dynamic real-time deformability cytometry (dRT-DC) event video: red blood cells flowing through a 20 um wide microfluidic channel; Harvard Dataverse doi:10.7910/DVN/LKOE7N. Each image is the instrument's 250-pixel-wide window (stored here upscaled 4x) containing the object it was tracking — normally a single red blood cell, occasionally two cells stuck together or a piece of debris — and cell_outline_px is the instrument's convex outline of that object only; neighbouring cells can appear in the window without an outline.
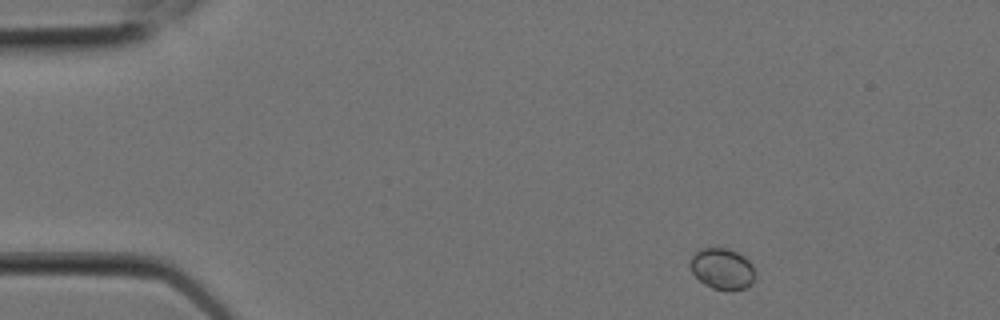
{"species": "Egyptian fruit bat (a non-hibernating species)", "species_latin": "Rousettus aegyptiacus", "temperature_condition": "room temperature", "stored_images_in_passage": 4, "camera_frame_rate_fps": 3000, "um_per_image_px": 0.085, "animal": {"sex": "female"}, "frame": {"image": 1, "passage_image": 1, "time_ms": 0.0, "image_size_px": [1000, 320], "cell_outline_px": [[756, 276], [752, 284], [744, 288], [732, 292], [712, 288], [704, 284], [692, 272], [688, 264], [692, 256], [700, 248], [728, 248], [744, 256], [752, 264], [756, 272]], "centroid_in_image_um": [61.41, 22.86], "position_along_channel_um": 23.6, "area_um2": 15.9}}
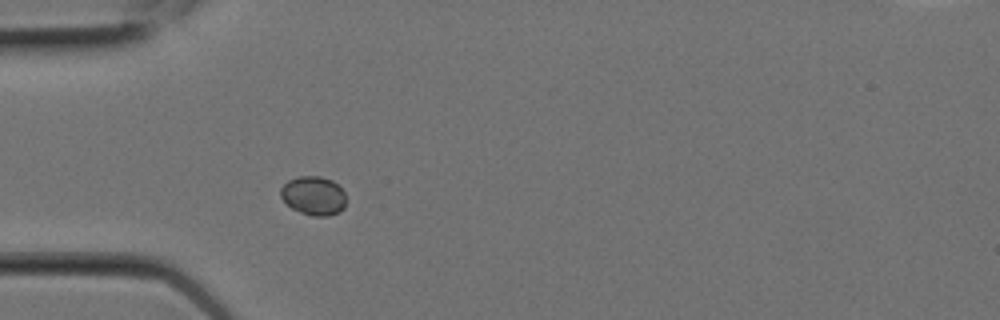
{"frame": {"image": 2, "passage_image": 4, "time_ms": 1.0, "image_size_px": [1000, 320], "cell_outline_px": [[344, 208], [340, 212], [328, 216], [312, 216], [300, 212], [292, 208], [280, 196], [280, 188], [288, 180], [300, 176], [320, 176], [332, 180], [344, 192]], "centroid_in_image_um": [26.64, 16.64], "position_along_channel_um": 58.4, "area_um2": 14.74}}